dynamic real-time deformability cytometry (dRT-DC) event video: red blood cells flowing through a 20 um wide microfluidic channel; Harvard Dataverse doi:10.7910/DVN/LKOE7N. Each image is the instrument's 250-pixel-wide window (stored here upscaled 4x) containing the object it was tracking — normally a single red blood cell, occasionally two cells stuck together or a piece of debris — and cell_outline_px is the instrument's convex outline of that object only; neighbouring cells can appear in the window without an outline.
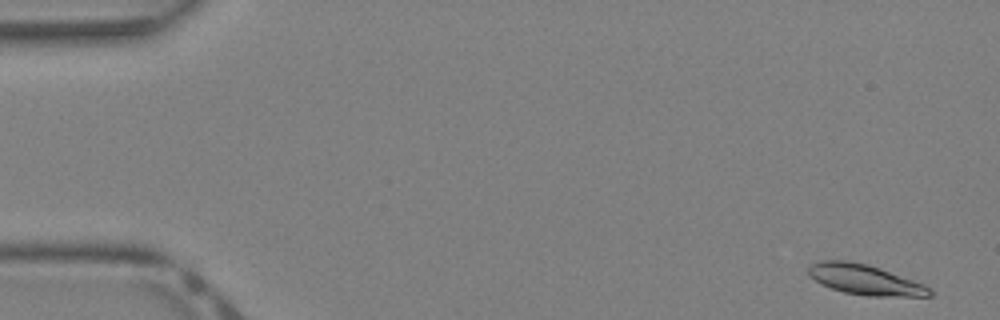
{"species": "Egyptian fruit bat (a non-hibernating species)", "species_latin": "Rousettus aegyptiacus", "temperature_condition": "warm", "stored_images_in_passage": 40, "camera_frame_rate_fps": 3000, "um_per_image_px": 0.085, "animal": {"sex": "female"}, "frame": {"image": 1, "passage_image": 1, "time_ms": 0.0, "image_size_px": [1000, 320], "cell_outline_px": [[932, 296], [868, 296], [844, 292], [820, 284], [808, 276], [808, 264], [820, 260], [848, 260], [868, 264], [880, 268], [924, 284], [932, 292]], "centroid_in_image_um": [73.45, 23.75], "position_along_channel_um": 11.5, "area_um2": 21.44}}
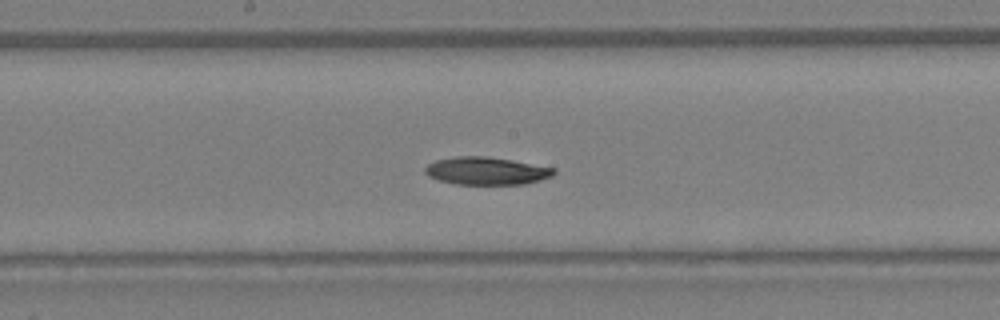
{"frame": {"image": 2, "passage_image": 21, "time_ms": 6.667, "image_size_px": [1000, 320], "cell_outline_px": [[556, 172], [552, 176], [524, 184], [456, 184], [440, 180], [428, 176], [424, 172], [424, 168], [428, 164], [436, 160], [456, 156], [488, 156], [512, 160], [556, 168]], "centroid_in_image_um": [41.34, 14.52], "position_along_channel_um": 206.9, "area_um2": 20.75}}
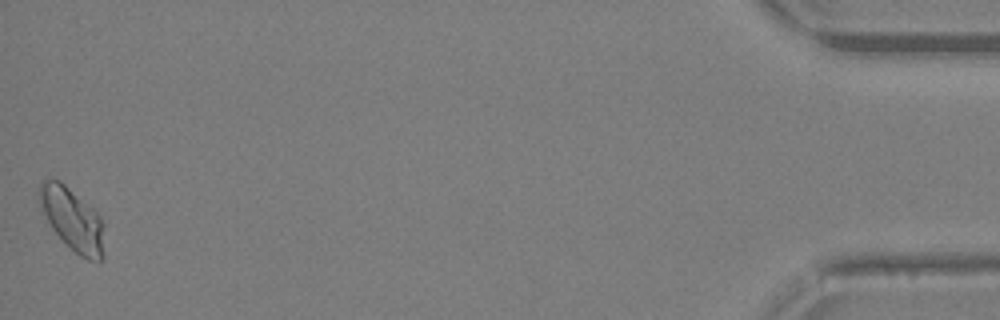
{"frame": {"image": 3, "passage_image": 40, "time_ms": 13.0, "image_size_px": [1000, 320], "cell_outline_px": [[104, 256], [100, 260], [88, 260], [80, 256], [52, 228], [40, 212], [36, 200], [36, 192], [40, 184], [44, 180], [60, 180], [92, 208], [100, 216], [104, 224]], "centroid_in_image_um": [6.11, 18.61], "position_along_channel_um": 429.1, "area_um2": 23.93}}